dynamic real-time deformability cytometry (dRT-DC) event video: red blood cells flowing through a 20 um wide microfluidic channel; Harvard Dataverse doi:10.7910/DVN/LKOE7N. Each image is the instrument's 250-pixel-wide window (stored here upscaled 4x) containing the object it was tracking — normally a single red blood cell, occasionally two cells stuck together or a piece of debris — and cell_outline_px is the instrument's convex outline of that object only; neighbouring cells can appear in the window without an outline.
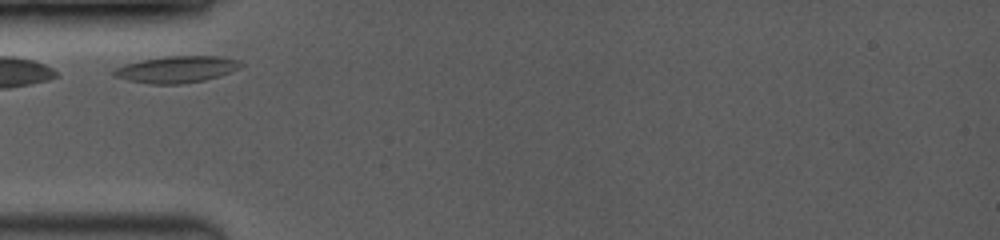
{"species": "common noctule bat (a hibernating species)", "species_latin": "Nyctalus noctula", "temperature_condition": "room temperature", "stored_images_in_passage": 22, "camera_frame_rate_fps": 3500, "um_per_image_px": 0.085, "animal": {"sex": "female", "body_mass_g": 19.0, "forearm_length_mm": 53.3}, "frame": {"image": 1, "passage_image": 1, "time_ms": 0.0, "image_size_px": [1000, 240], "cell_outline_px": [[244, 64], [240, 68], [204, 80], [180, 84], [152, 84], [128, 80], [112, 76], [112, 72], [116, 68], [124, 64], [140, 60], [168, 56], [216, 56], [240, 60]], "centroid_in_image_um": [14.98, 5.89], "position_along_channel_um": 70.0, "area_um2": 19.59}}
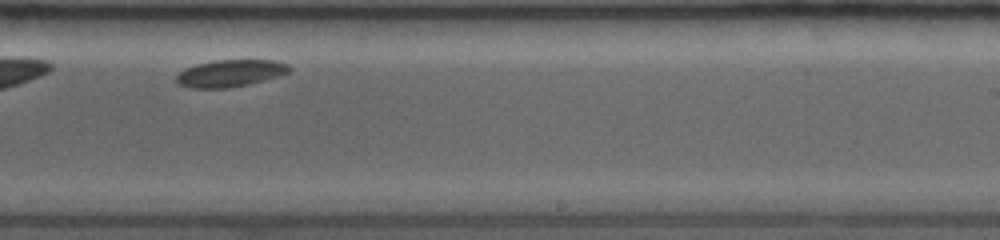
{"frame": {"image": 2, "passage_image": 13, "time_ms": 5.429, "image_size_px": [1000, 240], "cell_outline_px": [[292, 68], [288, 72], [280, 76], [248, 84], [228, 88], [192, 88], [180, 84], [176, 80], [176, 76], [180, 72], [196, 64], [212, 60], [276, 60], [288, 64]], "centroid_in_image_um": [19.61, 6.22], "position_along_channel_um": 269.4, "area_um2": 17.74}}
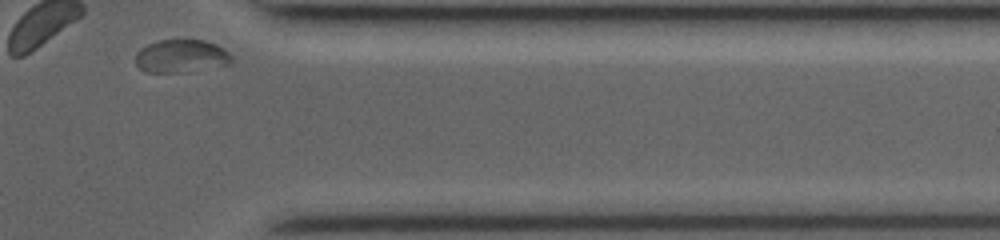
{"frame": {"image": 3, "passage_image": 22, "time_ms": 8.857, "image_size_px": [1000, 240], "cell_outline_px": [[232, 64], [176, 72], [144, 72], [136, 64], [136, 52], [140, 48], [148, 44], [160, 40], [204, 40], [216, 44], [224, 48], [232, 56]], "centroid_in_image_um": [15.4, 4.76], "position_along_channel_um": 396.0, "area_um2": 18.32}}